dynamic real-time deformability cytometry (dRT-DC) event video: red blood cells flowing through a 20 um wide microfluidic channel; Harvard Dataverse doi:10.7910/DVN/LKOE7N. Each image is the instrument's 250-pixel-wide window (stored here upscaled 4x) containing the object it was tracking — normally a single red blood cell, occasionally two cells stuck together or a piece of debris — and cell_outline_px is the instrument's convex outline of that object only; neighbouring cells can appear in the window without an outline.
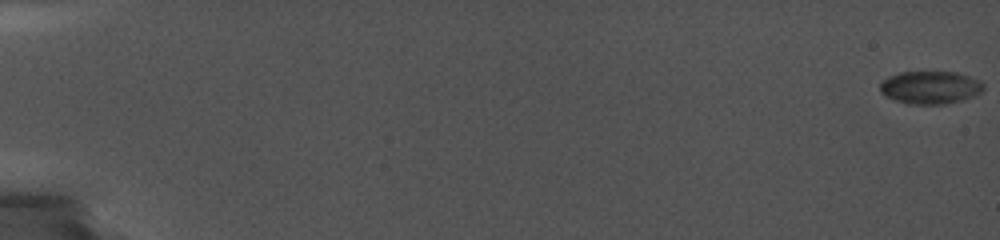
{"species": "common noctule bat (a hibernating species)", "species_latin": "Nyctalus noctula", "temperature_condition": "cold", "stored_images_in_passage": 71, "camera_frame_rate_fps": 5000, "um_per_image_px": 0.085, "animal": {"sex": "female", "body_mass_g": 19.0, "forearm_length_mm": 56.7}, "frame": {"image": 1, "passage_image": 1, "time_ms": 0.0, "image_size_px": [1000, 240], "cell_outline_px": [[984, 88], [980, 92], [964, 100], [944, 104], [908, 104], [896, 100], [880, 92], [880, 84], [888, 76], [900, 72], [956, 72], [980, 80], [984, 84]], "centroid_in_image_um": [79.09, 7.43], "position_along_channel_um": 5.9, "area_um2": 19.71}}
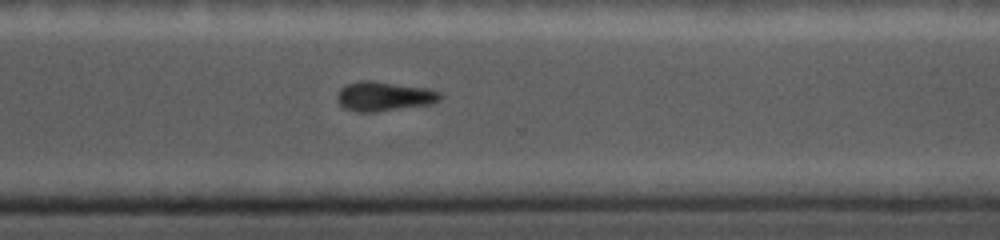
{"frame": {"image": 2, "passage_image": 58, "time_ms": 14.4, "image_size_px": [1000, 240], "cell_outline_px": [[444, 96], [440, 100], [432, 104], [376, 112], [356, 112], [344, 108], [336, 100], [336, 96], [340, 88], [348, 84], [360, 80], [372, 80], [428, 88], [440, 92]], "centroid_in_image_um": [32.65, 8.19], "position_along_channel_um": 337.9, "area_um2": 17.98}}
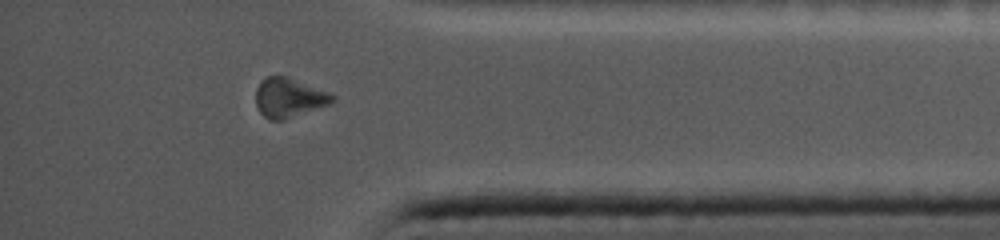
{"frame": {"image": 3, "passage_image": 64, "time_ms": 16.4, "image_size_px": [1000, 240], "cell_outline_px": [[336, 100], [328, 104], [284, 120], [268, 120], [260, 112], [256, 104], [256, 88], [260, 80], [268, 76], [288, 76], [328, 92], [336, 96]], "centroid_in_image_um": [24.54, 8.29], "position_along_channel_um": 410.7, "area_um2": 17.57}}